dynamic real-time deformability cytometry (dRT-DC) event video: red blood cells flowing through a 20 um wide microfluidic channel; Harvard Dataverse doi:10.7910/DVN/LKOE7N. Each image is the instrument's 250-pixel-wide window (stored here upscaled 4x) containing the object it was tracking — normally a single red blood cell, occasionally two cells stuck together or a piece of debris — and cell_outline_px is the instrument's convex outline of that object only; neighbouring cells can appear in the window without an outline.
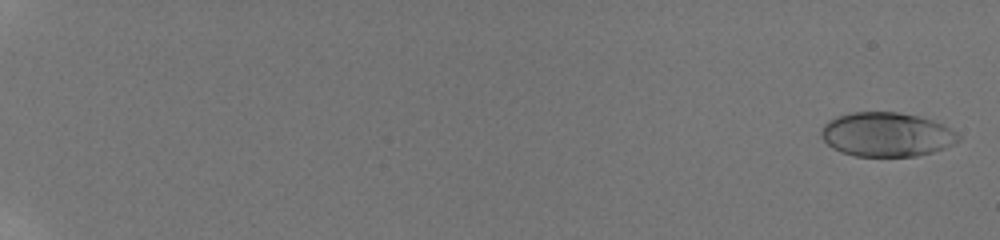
{"species": "human", "species_latin": "Homo sapiens", "temperature_condition": "room temperature", "stored_images_in_passage": 58, "camera_frame_rate_fps": 3000, "um_per_image_px": 0.085, "donor": {"sex": "male"}, "frame": {"image": 1, "passage_image": 2, "time_ms": 0.333, "image_size_px": [1000, 240], "cell_outline_px": [[960, 140], [944, 148], [932, 152], [916, 156], [856, 156], [840, 152], [832, 148], [820, 136], [820, 128], [828, 120], [836, 116], [852, 112], [896, 112], [916, 116], [932, 120], [956, 132], [960, 136]], "centroid_in_image_um": [75.3, 11.43], "position_along_channel_um": 9.7, "area_um2": 35.26}}
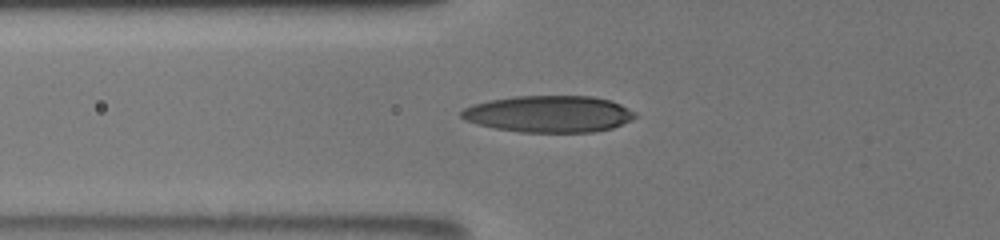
{"frame": {"image": 2, "passage_image": 26, "time_ms": 8.333, "image_size_px": [1000, 240], "cell_outline_px": [[636, 116], [632, 120], [612, 128], [592, 132], [520, 132], [496, 128], [464, 120], [460, 116], [460, 112], [464, 108], [472, 104], [488, 100], [512, 96], [592, 96], [608, 100], [620, 104], [636, 112]], "centroid_in_image_um": [46.65, 9.68], "position_along_channel_um": 79.2, "area_um2": 37.17}}
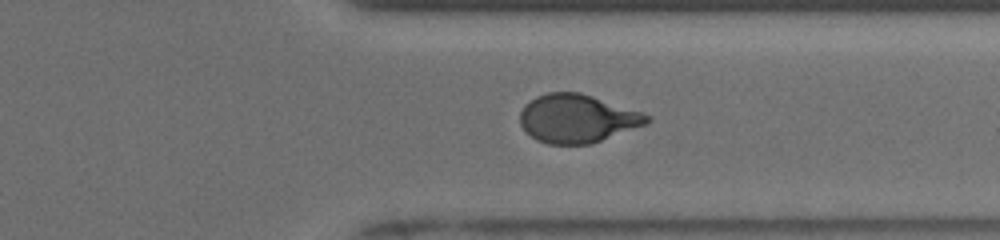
{"frame": {"image": 3, "passage_image": 48, "time_ms": 15.667, "image_size_px": [1000, 240], "cell_outline_px": [[652, 120], [644, 124], [592, 144], [548, 144], [536, 140], [520, 124], [520, 112], [524, 104], [536, 96], [548, 92], [580, 92], [652, 116]], "centroid_in_image_um": [49.03, 10.07], "position_along_channel_um": 362.4, "area_um2": 35.43}, "authors_computed_cell_mechanics": {"area_um2": 35.836, "velocity_mm_per_s": 3.8943, "shape_relaxation_time_tau1_ms": 5.0935, "shape_relaxation_time_tau2_ms": 0.9345, "deformation_change_tau1": 0.2196, "deformation_change_tau2": 0.0723}}